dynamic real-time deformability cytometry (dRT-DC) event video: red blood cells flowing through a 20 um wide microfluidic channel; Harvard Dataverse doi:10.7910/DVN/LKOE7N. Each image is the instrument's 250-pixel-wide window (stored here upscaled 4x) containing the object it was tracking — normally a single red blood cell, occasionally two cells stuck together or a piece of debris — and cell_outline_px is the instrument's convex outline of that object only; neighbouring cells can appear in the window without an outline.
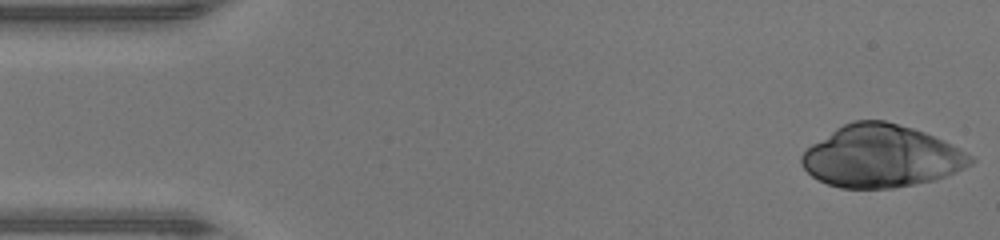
{"species": "human", "species_latin": "Homo sapiens", "temperature_condition": "warm", "stored_images_in_passage": 46, "camera_frame_rate_fps": 3000, "um_per_image_px": 0.085, "donor": {"sex": "male"}, "frame": {"image": 1, "passage_image": 1, "time_ms": 0.0, "image_size_px": [1000, 240], "cell_outline_px": [[976, 160], [972, 164], [956, 172], [932, 180], [892, 188], [840, 188], [828, 184], [812, 176], [804, 168], [800, 160], [800, 156], [812, 144], [836, 128], [852, 120], [884, 120], [912, 128], [924, 132], [960, 148], [972, 156]], "centroid_in_image_um": [74.9, 13.28], "position_along_channel_um": 10.1, "area_um2": 60.86}}
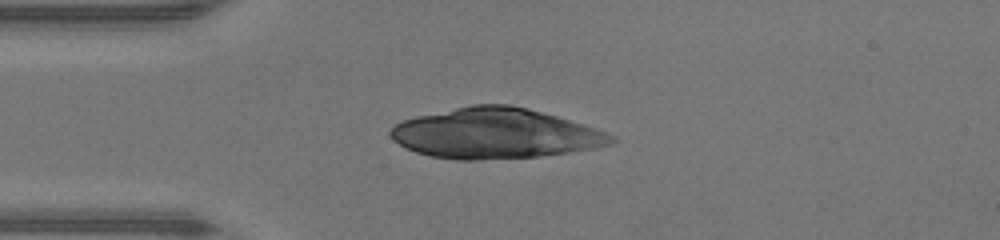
{"frame": {"image": 2, "passage_image": 11, "time_ms": 3.333, "image_size_px": [1000, 240], "cell_outline_px": [[620, 140], [612, 144], [596, 148], [540, 156], [480, 160], [456, 160], [432, 156], [416, 152], [392, 140], [388, 132], [396, 124], [404, 120], [416, 116], [472, 104], [512, 104], [528, 108], [556, 116], [596, 128]], "centroid_in_image_um": [42.1, 11.34], "position_along_channel_um": 42.9, "area_um2": 64.62}}